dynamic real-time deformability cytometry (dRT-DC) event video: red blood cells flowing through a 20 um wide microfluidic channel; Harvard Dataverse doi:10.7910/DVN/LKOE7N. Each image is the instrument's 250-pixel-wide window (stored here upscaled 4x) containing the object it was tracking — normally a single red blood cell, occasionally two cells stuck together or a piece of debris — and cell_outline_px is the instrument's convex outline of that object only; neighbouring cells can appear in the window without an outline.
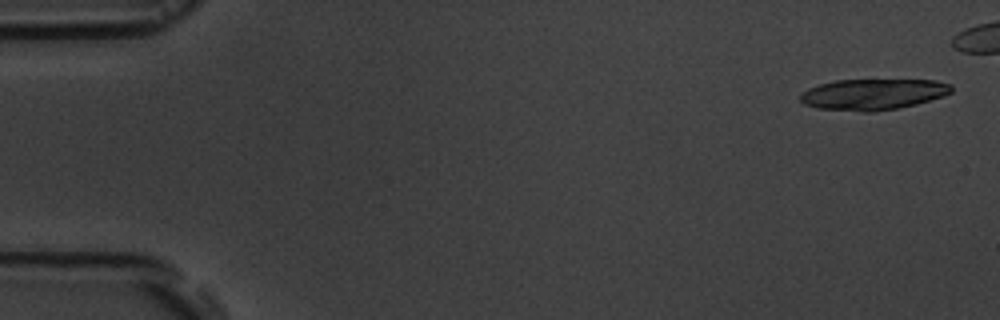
{"species": "common noctule bat (a hibernating species)", "species_latin": "Nyctalus noctula", "temperature_condition": "room temperature", "stored_images_in_passage": 11, "camera_frame_rate_fps": 3000, "um_per_image_px": 0.085, "animal": {"sex": "male", "body_mass_g": 19.5, "forearm_length_mm": 54.6}, "frame": {"image": 1, "passage_image": 1, "time_ms": 0.0, "image_size_px": [1000, 320], "cell_outline_px": [[952, 92], [944, 96], [916, 104], [896, 108], [872, 112], [864, 112], [816, 108], [804, 104], [800, 100], [800, 96], [808, 88], [820, 84], [836, 80], [936, 80], [952, 84]], "centroid_in_image_um": [74.22, 8.01], "position_along_channel_um": 10.8, "area_um2": 27.28}}
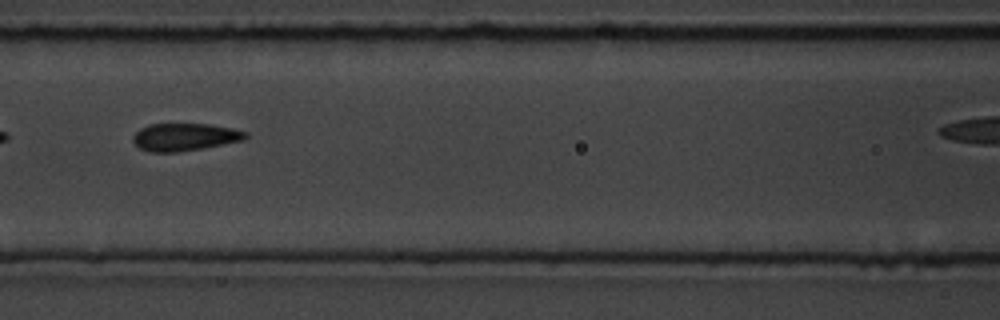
{"frame": {"image": 2, "passage_image": 8, "time_ms": 7.667, "image_size_px": [1000, 320], "cell_outline_px": [[248, 136], [244, 140], [200, 148], [176, 152], [152, 152], [140, 148], [132, 140], [132, 136], [140, 128], [148, 124], [208, 124], [232, 128], [248, 132]], "centroid_in_image_um": [15.69, 11.63], "position_along_channel_um": 150.9, "area_um2": 17.92}}